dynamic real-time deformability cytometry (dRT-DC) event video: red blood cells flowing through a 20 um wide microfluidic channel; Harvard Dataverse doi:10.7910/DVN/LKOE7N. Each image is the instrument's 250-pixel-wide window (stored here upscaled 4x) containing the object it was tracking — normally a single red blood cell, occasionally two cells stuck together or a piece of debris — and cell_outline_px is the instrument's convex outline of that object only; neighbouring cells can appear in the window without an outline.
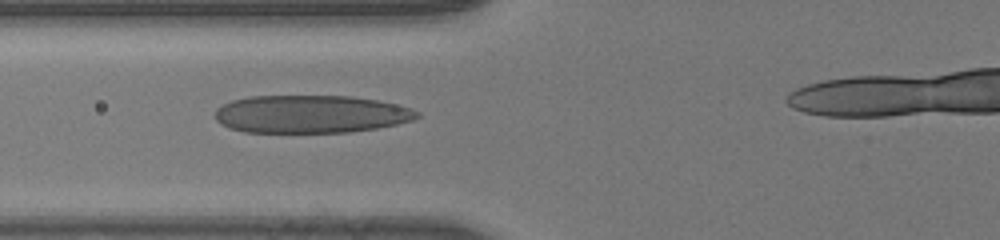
{"species": "human", "species_latin": "Homo sapiens", "temperature_condition": "room temperature", "stored_images_in_passage": 35, "camera_frame_rate_fps": 3000, "um_per_image_px": 0.085, "donor": {"sex": "male"}, "frame": {"image": 1, "passage_image": 11, "time_ms": 3.333, "image_size_px": [1000, 240], "cell_outline_px": [[420, 116], [412, 120], [396, 124], [376, 128], [348, 132], [244, 132], [228, 128], [216, 120], [216, 108], [232, 100], [252, 96], [352, 96], [376, 100], [412, 108], [420, 112]], "centroid_in_image_um": [26.41, 9.7], "position_along_channel_um": 99.4, "area_um2": 44.45}}
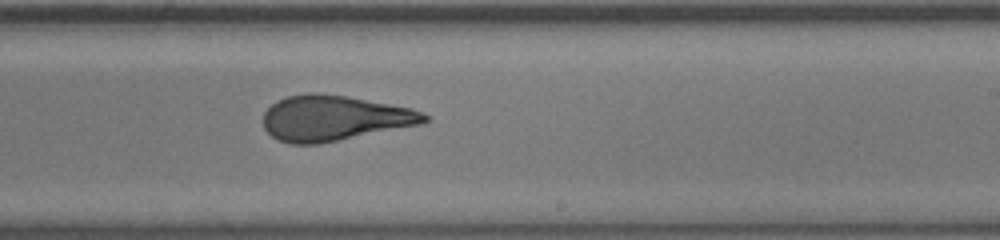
{"frame": {"image": 2, "passage_image": 22, "time_ms": 7.0, "image_size_px": [1000, 240], "cell_outline_px": [[428, 120], [420, 124], [320, 144], [288, 144], [272, 136], [264, 128], [264, 112], [276, 100], [288, 96], [308, 92], [320, 92], [348, 96], [412, 108], [428, 116]], "centroid_in_image_um": [28.37, 10.03], "position_along_channel_um": 260.6, "area_um2": 42.6}}
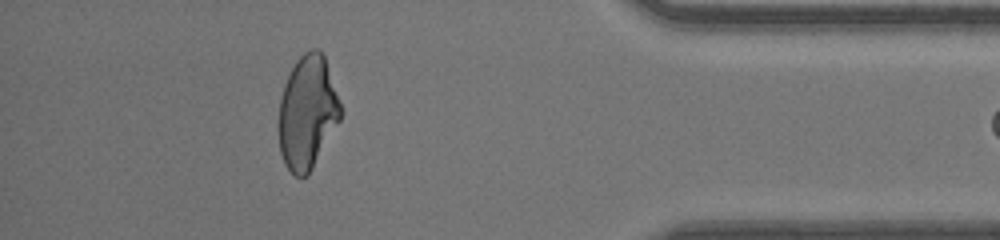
{"frame": {"image": 3, "passage_image": 34, "time_ms": 11.0, "image_size_px": [1000, 240], "cell_outline_px": [[344, 112], [340, 120], [308, 176], [296, 176], [284, 164], [280, 152], [276, 124], [280, 96], [284, 84], [296, 60], [304, 52], [312, 48], [320, 48], [324, 56], [344, 108]], "centroid_in_image_um": [26.13, 9.55], "position_along_channel_um": 409.1, "area_um2": 41.85}}